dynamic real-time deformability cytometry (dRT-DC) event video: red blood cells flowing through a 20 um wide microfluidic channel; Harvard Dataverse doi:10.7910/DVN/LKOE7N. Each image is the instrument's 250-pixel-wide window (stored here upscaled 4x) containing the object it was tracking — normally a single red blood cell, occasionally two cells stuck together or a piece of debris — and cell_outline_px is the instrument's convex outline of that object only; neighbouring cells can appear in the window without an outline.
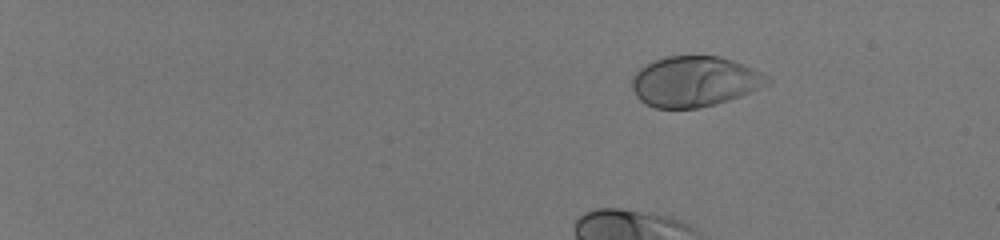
{"species": "human", "species_latin": "Homo sapiens", "temperature_condition": "room temperature", "stored_images_in_passage": 43, "camera_frame_rate_fps": 3000, "um_per_image_px": 0.085, "donor": {"sex": "male"}, "frame": {"image": 1, "passage_image": 1, "time_ms": 0.0, "image_size_px": [1000, 240], "cell_outline_px": [[772, 80], [768, 84], [760, 88], [740, 96], [716, 104], [696, 108], [656, 108], [644, 104], [636, 96], [632, 88], [632, 80], [636, 72], [640, 68], [664, 56], [720, 56], [732, 60], [772, 76]], "centroid_in_image_um": [59.06, 6.93], "position_along_channel_um": 25.9, "area_um2": 39.82}, "authors_computed_cell_mechanics": {"area_um2": 33.7552, "velocity_mm_per_s": 4.0931, "shape_relaxation_time_tau1_ms": 3.2902, "shape_relaxation_time_tau2_ms": null, "deformation_change_tau1": 0.1306, "deformation_change_tau2": null}}